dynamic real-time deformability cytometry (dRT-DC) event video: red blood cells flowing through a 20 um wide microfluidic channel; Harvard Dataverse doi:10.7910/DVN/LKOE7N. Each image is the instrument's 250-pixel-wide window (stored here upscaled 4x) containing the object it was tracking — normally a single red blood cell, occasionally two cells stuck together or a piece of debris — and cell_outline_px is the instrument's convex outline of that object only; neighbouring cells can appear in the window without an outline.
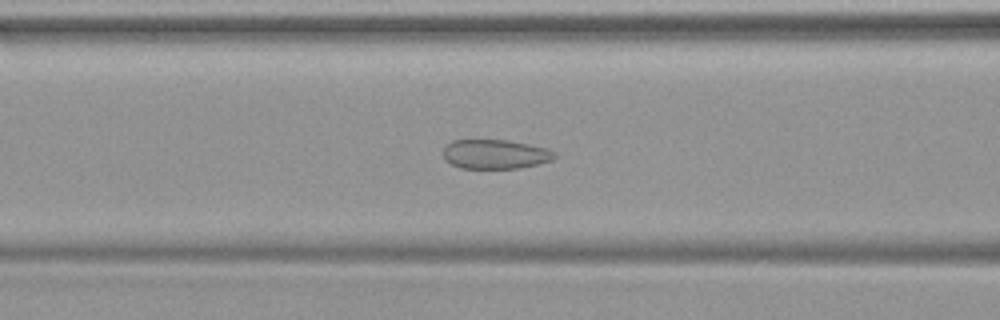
{"species": "common noctule bat (a hibernating species)", "species_latin": "Nyctalus noctula", "temperature_condition": "warm", "stored_images_in_passage": 47, "camera_frame_rate_fps": 3000, "um_per_image_px": 0.085, "animal": {"sex": "female", "body_mass_g": 19.9}, "frame": {"image": 1, "passage_image": 19, "time_ms": 6.0, "image_size_px": [1000, 320], "cell_outline_px": [[556, 156], [552, 160], [520, 168], [460, 168], [444, 160], [444, 148], [452, 140], [508, 140], [528, 144], [544, 148], [556, 152]], "centroid_in_image_um": [42.08, 13.1], "position_along_channel_um": 124.5, "area_um2": 18.9}}
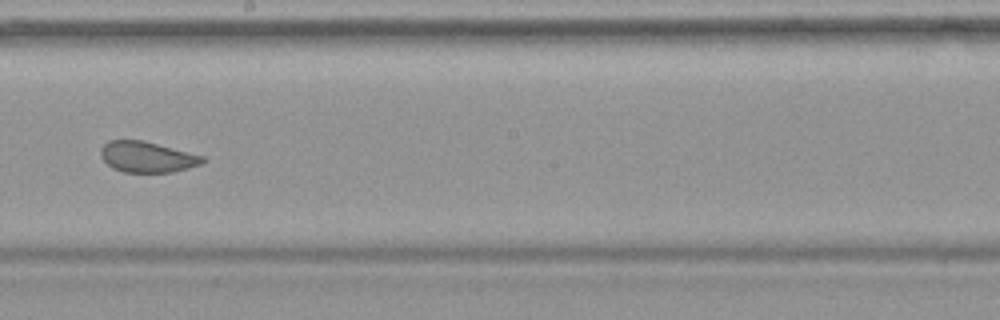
{"frame": {"image": 2, "passage_image": 27, "time_ms": 8.667, "image_size_px": [1000, 320], "cell_outline_px": [[204, 160], [200, 164], [188, 168], [172, 172], [124, 172], [112, 168], [100, 156], [100, 148], [108, 140], [144, 140], [204, 156]], "centroid_in_image_um": [12.47, 13.33], "position_along_channel_um": 235.7, "area_um2": 18.26}}
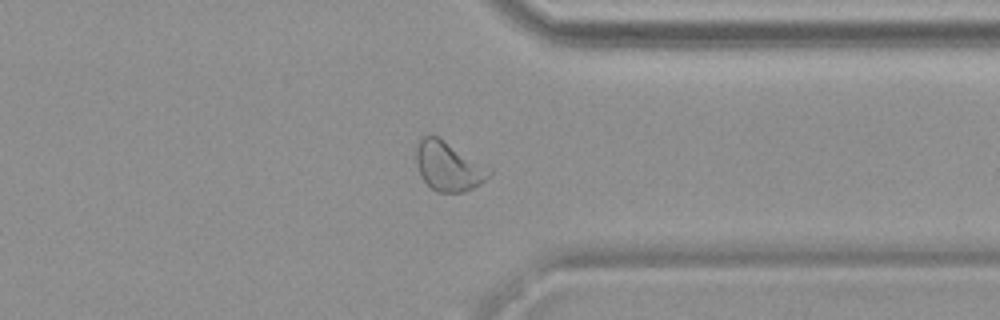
{"frame": {"image": 3, "passage_image": 37, "time_ms": 12.0, "image_size_px": [1000, 320], "cell_outline_px": [[492, 172], [480, 184], [464, 192], [436, 192], [420, 176], [416, 164], [416, 144], [424, 136], [436, 136], [492, 168]], "centroid_in_image_um": [38.11, 14.14], "position_along_channel_um": 373.3, "area_um2": 20.81}}